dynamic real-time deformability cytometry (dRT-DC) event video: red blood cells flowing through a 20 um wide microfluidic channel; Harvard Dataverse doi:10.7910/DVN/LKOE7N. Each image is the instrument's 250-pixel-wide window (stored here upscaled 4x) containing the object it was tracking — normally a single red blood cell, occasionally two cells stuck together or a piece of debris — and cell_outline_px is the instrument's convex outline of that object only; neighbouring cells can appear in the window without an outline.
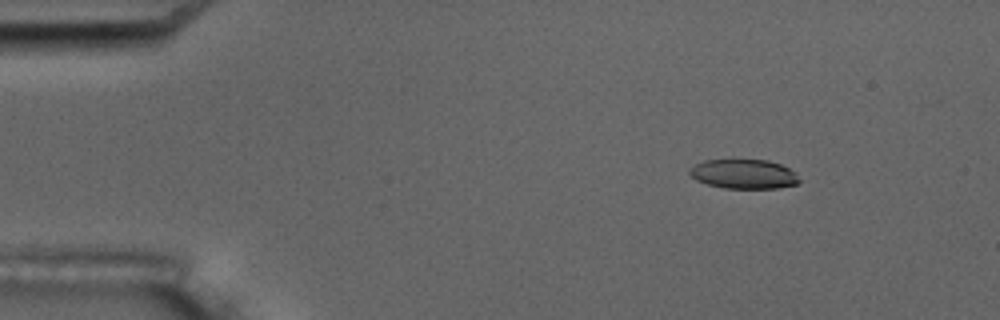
{"species": "common noctule bat (a hibernating species)", "species_latin": "Nyctalus noctula", "temperature_condition": "room temperature", "stored_images_in_passage": 6, "camera_frame_rate_fps": 3000, "um_per_image_px": 0.085, "animal": {"sex": "male", "body_mass_g": 17.5, "forearm_length_mm": 52.3}, "frame": {"image": 1, "passage_image": 3, "time_ms": 2.333, "image_size_px": [1000, 320], "cell_outline_px": [[800, 180], [796, 184], [776, 188], [724, 188], [708, 184], [696, 180], [688, 172], [688, 168], [704, 160], [732, 156], [768, 160], [780, 164], [796, 172]], "centroid_in_image_um": [63.18, 14.73], "position_along_channel_um": 21.8, "area_um2": 19.65}}
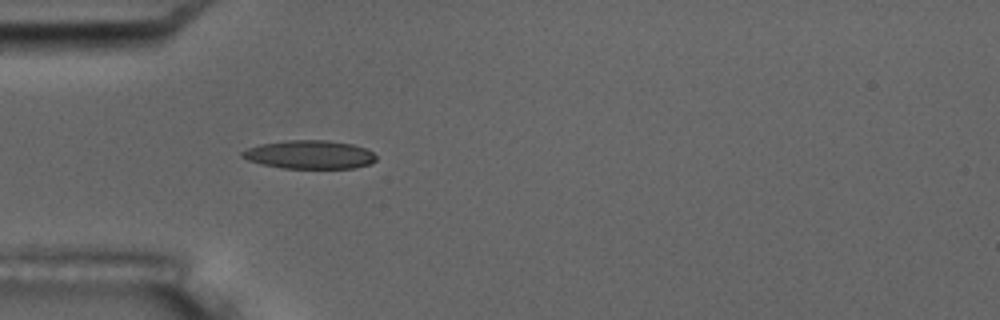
{"frame": {"image": 2, "passage_image": 6, "time_ms": 5.667, "image_size_px": [1000, 320], "cell_outline_px": [[376, 160], [372, 164], [352, 168], [284, 168], [260, 164], [248, 160], [240, 156], [240, 152], [248, 148], [260, 144], [288, 140], [328, 140], [352, 144], [364, 148], [372, 152], [376, 156]], "centroid_in_image_um": [26.3, 13.14], "position_along_channel_um": 58.7, "area_um2": 22.25}}